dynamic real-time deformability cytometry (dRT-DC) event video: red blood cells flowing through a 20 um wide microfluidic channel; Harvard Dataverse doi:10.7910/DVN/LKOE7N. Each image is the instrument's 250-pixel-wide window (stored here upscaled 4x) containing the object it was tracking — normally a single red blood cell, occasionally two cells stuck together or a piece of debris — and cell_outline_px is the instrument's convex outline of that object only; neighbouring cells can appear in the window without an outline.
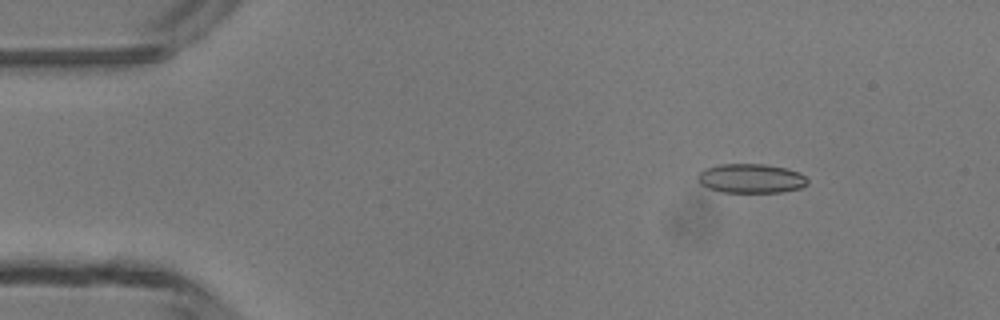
{"species": "common noctule bat (a hibernating species)", "species_latin": "Nyctalus noctula", "temperature_condition": "room temperature", "stored_images_in_passage": 5, "camera_frame_rate_fps": 3000, "um_per_image_px": 0.085, "animal": {"sex": "male", "body_mass_g": 13.3}, "frame": {"image": 1, "passage_image": 3, "time_ms": 2.0, "image_size_px": [1000, 320], "cell_outline_px": [[808, 184], [800, 188], [780, 192], [720, 192], [708, 188], [700, 184], [696, 180], [696, 176], [704, 168], [720, 164], [764, 164], [784, 168], [800, 172], [808, 180]], "centroid_in_image_um": [63.79, 15.17], "position_along_channel_um": 21.2, "area_um2": 18.84}}